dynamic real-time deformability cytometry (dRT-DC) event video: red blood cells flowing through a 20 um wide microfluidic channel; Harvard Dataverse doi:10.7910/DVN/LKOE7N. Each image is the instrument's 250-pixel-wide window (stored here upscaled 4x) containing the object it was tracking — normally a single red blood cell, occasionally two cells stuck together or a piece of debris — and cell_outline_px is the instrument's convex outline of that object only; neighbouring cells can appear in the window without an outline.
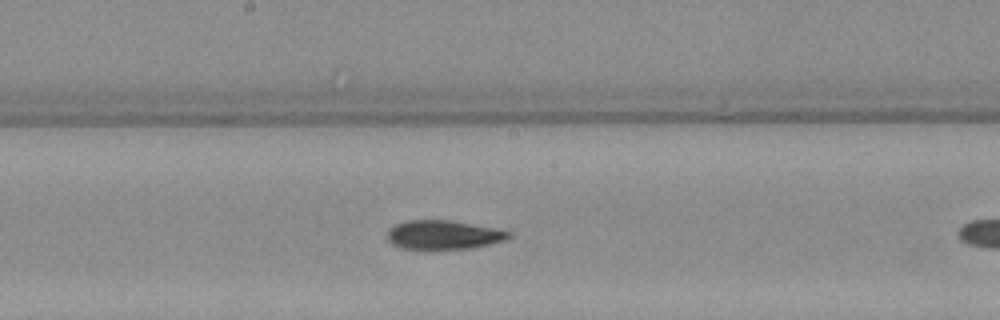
{"species": "Egyptian fruit bat (a non-hibernating species)", "species_latin": "Rousettus aegyptiacus", "temperature_condition": "warm", "stored_images_in_passage": 8, "camera_frame_rate_fps": 3000, "um_per_image_px": 0.085, "animal": {"sex": "female"}, "frame": {"image": 1, "passage_image": 8, "time_ms": 8.667, "image_size_px": [1000, 320], "cell_outline_px": [[512, 236], [504, 240], [472, 248], [404, 248], [392, 244], [388, 240], [388, 228], [396, 224], [408, 220], [448, 220], [492, 228], [512, 232]], "centroid_in_image_um": [37.67, 19.95], "position_along_channel_um": 210.5, "area_um2": 20.0}}